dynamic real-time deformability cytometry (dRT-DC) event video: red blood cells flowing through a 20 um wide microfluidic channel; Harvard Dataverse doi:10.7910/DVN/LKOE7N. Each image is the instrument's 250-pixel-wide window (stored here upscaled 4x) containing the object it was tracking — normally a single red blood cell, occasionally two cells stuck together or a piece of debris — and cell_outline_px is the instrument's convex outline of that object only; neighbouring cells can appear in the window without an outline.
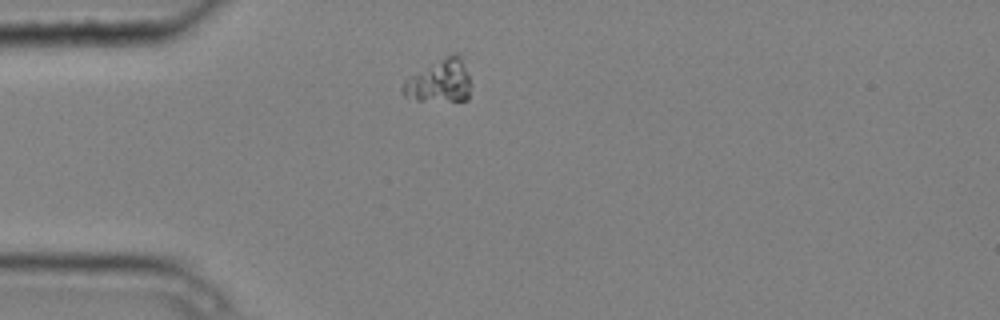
{"species": "common noctule bat (a hibernating species)", "species_latin": "Nyctalus noctula", "temperature_condition": "cold", "stored_images_in_passage": 5, "camera_frame_rate_fps": 3000, "um_per_image_px": 0.085, "animal": {"sex": "male", "body_mass_g": 20.4}, "frame": {"image": 1, "passage_image": 1, "time_ms": 0.0, "image_size_px": [1000, 320], "cell_outline_px": [[472, 84], [468, 100], [416, 100], [404, 96], [404, 84], [412, 76], [428, 64], [456, 52], [460, 56]], "centroid_in_image_um": [37.43, 6.89], "position_along_channel_um": 47.6, "area_um2": 16.65}}
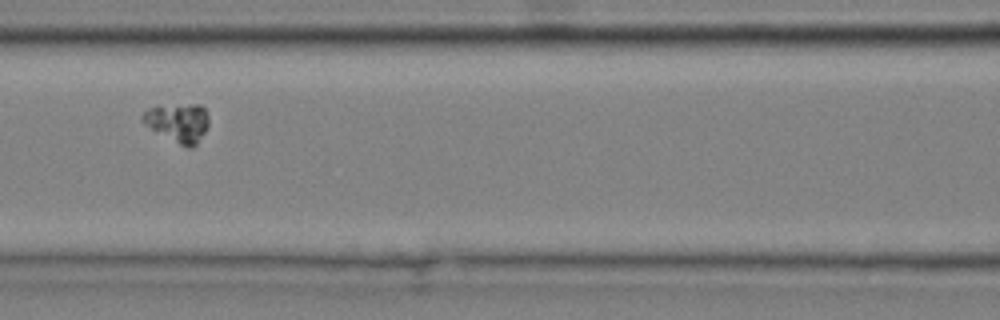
{"frame": {"image": 2, "passage_image": 4, "time_ms": 1.0, "image_size_px": [1000, 320], "cell_outline_px": [[208, 124], [204, 132], [196, 144], [192, 148], [188, 148], [180, 144], [144, 124], [140, 120], [140, 116], [148, 108], [188, 104], [200, 104], [204, 108], [208, 116]], "centroid_in_image_um": [15.14, 10.41], "position_along_channel_um": 151.5, "area_um2": 14.57}}
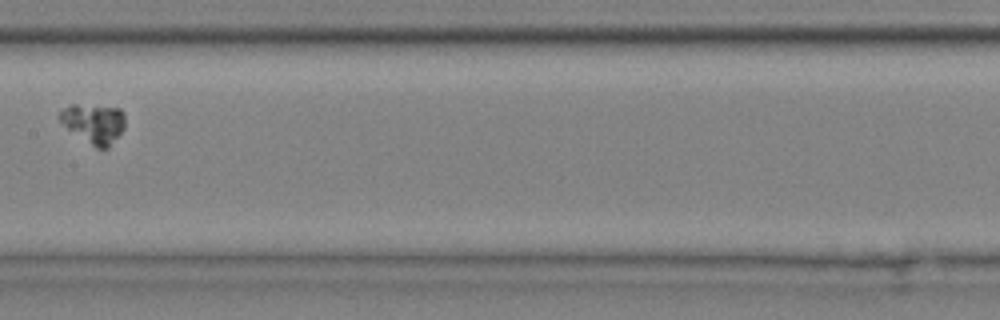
{"frame": {"image": 3, "passage_image": 5, "time_ms": 1.333, "image_size_px": [1000, 320], "cell_outline_px": [[124, 128], [108, 148], [96, 148], [68, 128], [56, 116], [68, 104], [76, 104], [120, 108], [124, 112]], "centroid_in_image_um": [7.98, 10.47], "position_along_channel_um": 199.4, "area_um2": 14.85}}